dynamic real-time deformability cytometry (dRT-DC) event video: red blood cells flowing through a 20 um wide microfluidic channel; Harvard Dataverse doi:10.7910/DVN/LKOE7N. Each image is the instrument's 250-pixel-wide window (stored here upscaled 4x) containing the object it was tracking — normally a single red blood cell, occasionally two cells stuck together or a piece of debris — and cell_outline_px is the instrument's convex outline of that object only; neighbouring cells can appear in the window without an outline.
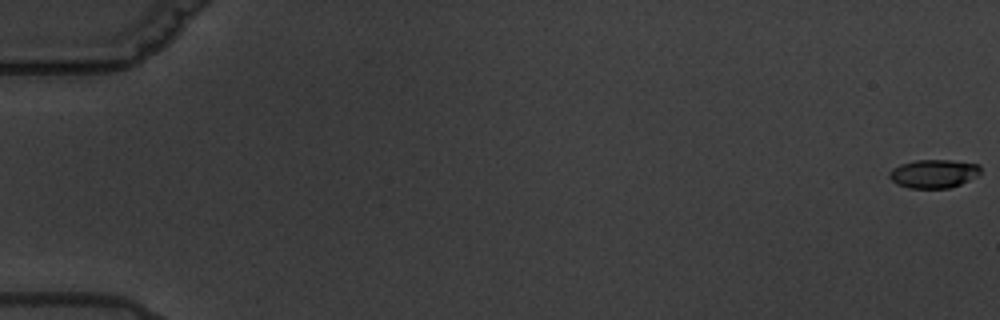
{"species": "common noctule bat (a hibernating species)", "species_latin": "Nyctalus noctula", "temperature_condition": "warm", "stored_images_in_passage": 4, "camera_frame_rate_fps": 3000, "um_per_image_px": 0.085, "animal": {"sex": "male", "body_mass_g": 19.5, "forearm_length_mm": 54.6}, "frame": {"image": 1, "passage_image": 1, "time_ms": 0.0, "image_size_px": [1000, 320], "cell_outline_px": [[980, 172], [976, 176], [960, 184], [948, 188], [908, 188], [896, 184], [888, 176], [888, 172], [892, 168], [900, 164], [916, 160], [952, 160], [980, 164]], "centroid_in_image_um": [79.33, 14.76], "position_along_channel_um": 5.7, "area_um2": 15.2}}